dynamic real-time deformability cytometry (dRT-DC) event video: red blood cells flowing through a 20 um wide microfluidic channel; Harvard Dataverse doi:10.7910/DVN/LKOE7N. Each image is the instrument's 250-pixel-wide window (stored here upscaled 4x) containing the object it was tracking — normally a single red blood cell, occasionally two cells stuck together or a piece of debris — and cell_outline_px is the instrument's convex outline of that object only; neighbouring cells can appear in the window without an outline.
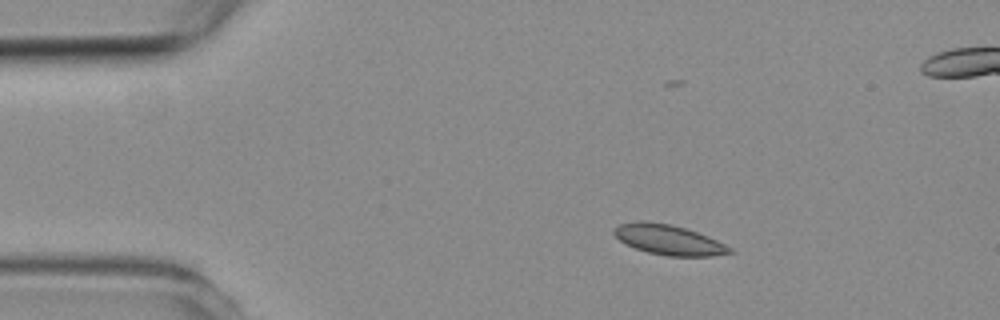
{"species": "common noctule bat (a hibernating species)", "species_latin": "Nyctalus noctula", "temperature_condition": "room temperature", "stored_images_in_passage": 5, "camera_frame_rate_fps": 3000, "um_per_image_px": 0.085, "animal": {"sex": "female", "body_mass_g": 19.3, "forearm_length_mm": 54.1}, "frame": {"image": 1, "passage_image": 1, "time_ms": 0.0, "image_size_px": [1000, 320], "cell_outline_px": [[736, 252], [712, 256], [664, 256], [648, 252], [624, 244], [612, 232], [620, 224], [640, 220], [644, 220], [668, 224], [684, 228], [708, 236], [732, 248]], "centroid_in_image_um": [56.84, 20.39], "position_along_channel_um": 28.2, "area_um2": 20.17}}
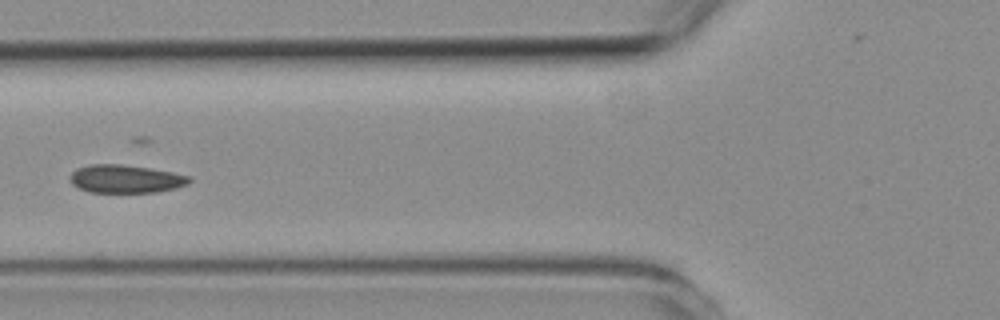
{"frame": {"image": 2, "passage_image": 4, "time_ms": 3.667, "image_size_px": [1000, 320], "cell_outline_px": [[192, 180], [188, 184], [176, 188], [156, 192], [88, 192], [72, 184], [68, 176], [76, 168], [92, 164], [120, 164], [148, 168], [172, 172], [192, 176]], "centroid_in_image_um": [10.68, 15.2], "position_along_channel_um": 115.1, "area_um2": 19.59}}
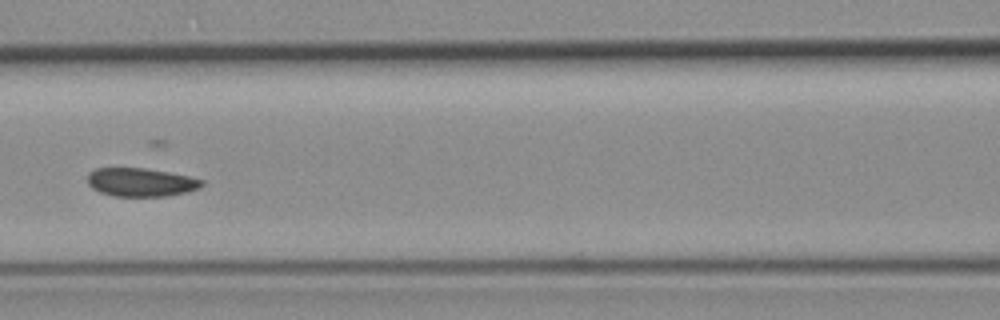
{"frame": {"image": 3, "passage_image": 5, "time_ms": 4.667, "image_size_px": [1000, 320], "cell_outline_px": [[204, 184], [200, 188], [188, 192], [168, 196], [112, 196], [100, 192], [92, 188], [88, 184], [88, 172], [96, 168], [144, 168], [168, 172], [188, 176], [204, 180]], "centroid_in_image_um": [11.98, 15.49], "position_along_channel_um": 154.6, "area_um2": 19.07}}